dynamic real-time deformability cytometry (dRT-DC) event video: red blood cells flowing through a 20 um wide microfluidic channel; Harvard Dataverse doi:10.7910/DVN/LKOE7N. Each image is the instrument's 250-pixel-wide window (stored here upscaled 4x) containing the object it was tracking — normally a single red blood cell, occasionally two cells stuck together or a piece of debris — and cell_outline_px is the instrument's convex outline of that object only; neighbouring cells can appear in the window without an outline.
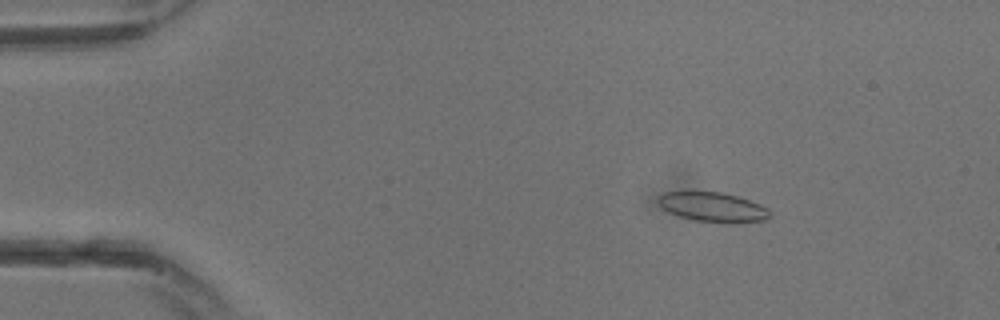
{"species": "common noctule bat (a hibernating species)", "species_latin": "Nyctalus noctula", "temperature_condition": "warm", "stored_images_in_passage": 17, "camera_frame_rate_fps": 3000, "um_per_image_px": 0.085, "animal": {"sex": "male", "body_mass_g": 13.3}, "frame": {"image": 1, "passage_image": 5, "time_ms": 1.333, "image_size_px": [1000, 320], "cell_outline_px": [[768, 216], [764, 220], [696, 220], [680, 216], [668, 212], [660, 204], [660, 196], [664, 192], [720, 192], [736, 196], [760, 204], [768, 208]], "centroid_in_image_um": [60.54, 17.55], "position_along_channel_um": 24.5, "area_um2": 17.86}}
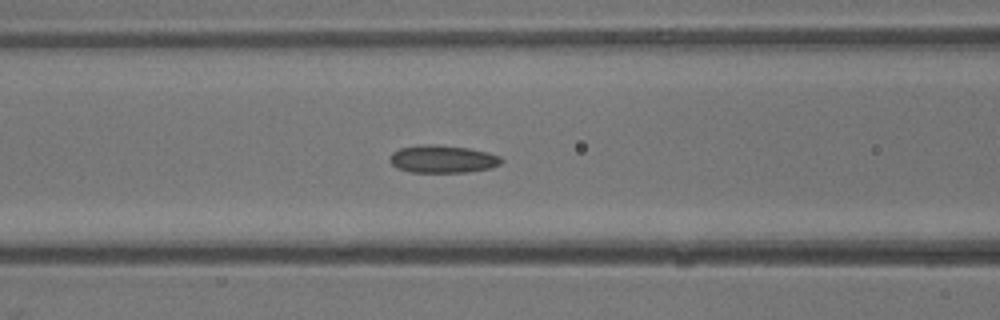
{"frame": {"image": 2, "passage_image": 13, "time_ms": 4.0, "image_size_px": [1000, 320], "cell_outline_px": [[504, 160], [500, 164], [488, 168], [468, 172], [412, 172], [396, 168], [388, 160], [392, 152], [400, 148], [420, 144], [436, 144], [468, 148], [488, 152], [500, 156]], "centroid_in_image_um": [37.6, 13.51], "position_along_channel_um": 129.0, "area_um2": 18.09}}
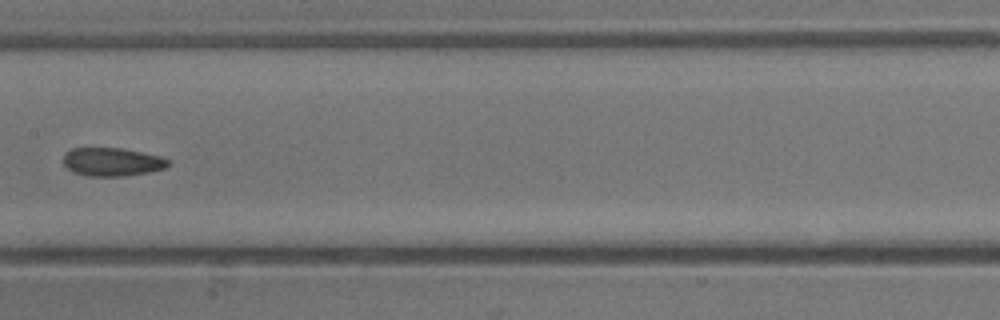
{"frame": {"image": 3, "passage_image": 16, "time_ms": 5.0, "image_size_px": [1000, 320], "cell_outline_px": [[168, 164], [164, 168], [148, 172], [120, 176], [88, 176], [72, 172], [64, 164], [64, 152], [72, 148], [120, 148], [160, 156], [168, 160]], "centroid_in_image_um": [9.47, 13.76], "position_along_channel_um": 197.9, "area_um2": 17.11}}